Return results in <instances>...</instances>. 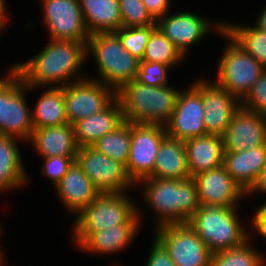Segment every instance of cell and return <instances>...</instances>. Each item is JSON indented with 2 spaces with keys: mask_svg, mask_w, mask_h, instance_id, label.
Instances as JSON below:
<instances>
[{
  "mask_svg": "<svg viewBox=\"0 0 266 266\" xmlns=\"http://www.w3.org/2000/svg\"><path fill=\"white\" fill-rule=\"evenodd\" d=\"M139 213L125 193H102L75 220L74 237L80 246L93 232L123 224H140Z\"/></svg>",
  "mask_w": 266,
  "mask_h": 266,
  "instance_id": "277c9868",
  "label": "cell"
},
{
  "mask_svg": "<svg viewBox=\"0 0 266 266\" xmlns=\"http://www.w3.org/2000/svg\"><path fill=\"white\" fill-rule=\"evenodd\" d=\"M155 233L175 266H210L212 253L189 224L159 226Z\"/></svg>",
  "mask_w": 266,
  "mask_h": 266,
  "instance_id": "30bf717a",
  "label": "cell"
},
{
  "mask_svg": "<svg viewBox=\"0 0 266 266\" xmlns=\"http://www.w3.org/2000/svg\"><path fill=\"white\" fill-rule=\"evenodd\" d=\"M224 31L266 69V32L230 23L224 24Z\"/></svg>",
  "mask_w": 266,
  "mask_h": 266,
  "instance_id": "f1b7e54d",
  "label": "cell"
},
{
  "mask_svg": "<svg viewBox=\"0 0 266 266\" xmlns=\"http://www.w3.org/2000/svg\"><path fill=\"white\" fill-rule=\"evenodd\" d=\"M166 136L163 125L131 123V146L125 168L133 183L153 175L157 152Z\"/></svg>",
  "mask_w": 266,
  "mask_h": 266,
  "instance_id": "7c38bea8",
  "label": "cell"
},
{
  "mask_svg": "<svg viewBox=\"0 0 266 266\" xmlns=\"http://www.w3.org/2000/svg\"><path fill=\"white\" fill-rule=\"evenodd\" d=\"M264 168H266V155H265V160H264Z\"/></svg>",
  "mask_w": 266,
  "mask_h": 266,
  "instance_id": "f6af8a7d",
  "label": "cell"
},
{
  "mask_svg": "<svg viewBox=\"0 0 266 266\" xmlns=\"http://www.w3.org/2000/svg\"><path fill=\"white\" fill-rule=\"evenodd\" d=\"M15 139L0 135V191L19 188L28 179Z\"/></svg>",
  "mask_w": 266,
  "mask_h": 266,
  "instance_id": "484cf974",
  "label": "cell"
},
{
  "mask_svg": "<svg viewBox=\"0 0 266 266\" xmlns=\"http://www.w3.org/2000/svg\"><path fill=\"white\" fill-rule=\"evenodd\" d=\"M192 86L202 96L206 133L223 137L241 102L216 82L200 80Z\"/></svg>",
  "mask_w": 266,
  "mask_h": 266,
  "instance_id": "5bb4252c",
  "label": "cell"
},
{
  "mask_svg": "<svg viewBox=\"0 0 266 266\" xmlns=\"http://www.w3.org/2000/svg\"><path fill=\"white\" fill-rule=\"evenodd\" d=\"M180 92L168 85L153 87L133 80L116 92V98L125 121L165 126L172 117Z\"/></svg>",
  "mask_w": 266,
  "mask_h": 266,
  "instance_id": "3957f363",
  "label": "cell"
},
{
  "mask_svg": "<svg viewBox=\"0 0 266 266\" xmlns=\"http://www.w3.org/2000/svg\"><path fill=\"white\" fill-rule=\"evenodd\" d=\"M31 112L34 128L68 124L63 87L54 85L47 89Z\"/></svg>",
  "mask_w": 266,
  "mask_h": 266,
  "instance_id": "4316f807",
  "label": "cell"
},
{
  "mask_svg": "<svg viewBox=\"0 0 266 266\" xmlns=\"http://www.w3.org/2000/svg\"><path fill=\"white\" fill-rule=\"evenodd\" d=\"M30 89L13 68L8 77L0 78V135L13 136L29 142L34 130L24 92Z\"/></svg>",
  "mask_w": 266,
  "mask_h": 266,
  "instance_id": "ba28073f",
  "label": "cell"
},
{
  "mask_svg": "<svg viewBox=\"0 0 266 266\" xmlns=\"http://www.w3.org/2000/svg\"><path fill=\"white\" fill-rule=\"evenodd\" d=\"M102 193H124L134 183L123 164L97 151L92 146L80 147L75 160Z\"/></svg>",
  "mask_w": 266,
  "mask_h": 266,
  "instance_id": "8fae6325",
  "label": "cell"
},
{
  "mask_svg": "<svg viewBox=\"0 0 266 266\" xmlns=\"http://www.w3.org/2000/svg\"><path fill=\"white\" fill-rule=\"evenodd\" d=\"M31 143L43 158L54 156H76L78 145L75 139L74 126L64 124L46 128H34L30 137Z\"/></svg>",
  "mask_w": 266,
  "mask_h": 266,
  "instance_id": "603a6c76",
  "label": "cell"
},
{
  "mask_svg": "<svg viewBox=\"0 0 266 266\" xmlns=\"http://www.w3.org/2000/svg\"><path fill=\"white\" fill-rule=\"evenodd\" d=\"M215 25L230 41L219 61L216 83L241 102L265 68L224 31V23Z\"/></svg>",
  "mask_w": 266,
  "mask_h": 266,
  "instance_id": "52a82bcc",
  "label": "cell"
},
{
  "mask_svg": "<svg viewBox=\"0 0 266 266\" xmlns=\"http://www.w3.org/2000/svg\"><path fill=\"white\" fill-rule=\"evenodd\" d=\"M266 144V116L240 105L223 136L224 151H244Z\"/></svg>",
  "mask_w": 266,
  "mask_h": 266,
  "instance_id": "2e32d148",
  "label": "cell"
},
{
  "mask_svg": "<svg viewBox=\"0 0 266 266\" xmlns=\"http://www.w3.org/2000/svg\"><path fill=\"white\" fill-rule=\"evenodd\" d=\"M138 182L144 183L145 199L157 211V227L188 224L200 207L197 184L193 177L186 180L147 177Z\"/></svg>",
  "mask_w": 266,
  "mask_h": 266,
  "instance_id": "7a4b0ae2",
  "label": "cell"
},
{
  "mask_svg": "<svg viewBox=\"0 0 266 266\" xmlns=\"http://www.w3.org/2000/svg\"><path fill=\"white\" fill-rule=\"evenodd\" d=\"M154 238L146 266H175L167 249L156 237Z\"/></svg>",
  "mask_w": 266,
  "mask_h": 266,
  "instance_id": "74e56055",
  "label": "cell"
},
{
  "mask_svg": "<svg viewBox=\"0 0 266 266\" xmlns=\"http://www.w3.org/2000/svg\"><path fill=\"white\" fill-rule=\"evenodd\" d=\"M86 51L87 54L92 52L98 64L100 77L96 81L117 92L126 83L135 80L140 60L123 47L115 32L90 35Z\"/></svg>",
  "mask_w": 266,
  "mask_h": 266,
  "instance_id": "8992f818",
  "label": "cell"
},
{
  "mask_svg": "<svg viewBox=\"0 0 266 266\" xmlns=\"http://www.w3.org/2000/svg\"><path fill=\"white\" fill-rule=\"evenodd\" d=\"M125 122L121 104L116 98L99 113L79 119L73 124L78 147L92 146L98 139Z\"/></svg>",
  "mask_w": 266,
  "mask_h": 266,
  "instance_id": "d6986e66",
  "label": "cell"
},
{
  "mask_svg": "<svg viewBox=\"0 0 266 266\" xmlns=\"http://www.w3.org/2000/svg\"><path fill=\"white\" fill-rule=\"evenodd\" d=\"M131 146V123L125 121L113 132L98 139L92 147L113 160L123 164L128 163Z\"/></svg>",
  "mask_w": 266,
  "mask_h": 266,
  "instance_id": "f546056e",
  "label": "cell"
},
{
  "mask_svg": "<svg viewBox=\"0 0 266 266\" xmlns=\"http://www.w3.org/2000/svg\"><path fill=\"white\" fill-rule=\"evenodd\" d=\"M183 57L175 45L156 27L151 32L140 61L157 62L173 67Z\"/></svg>",
  "mask_w": 266,
  "mask_h": 266,
  "instance_id": "4dcf8cb0",
  "label": "cell"
},
{
  "mask_svg": "<svg viewBox=\"0 0 266 266\" xmlns=\"http://www.w3.org/2000/svg\"><path fill=\"white\" fill-rule=\"evenodd\" d=\"M193 178L197 184L200 205L234 207L246 195L223 165Z\"/></svg>",
  "mask_w": 266,
  "mask_h": 266,
  "instance_id": "e0dca14e",
  "label": "cell"
},
{
  "mask_svg": "<svg viewBox=\"0 0 266 266\" xmlns=\"http://www.w3.org/2000/svg\"><path fill=\"white\" fill-rule=\"evenodd\" d=\"M204 106L201 94L191 85L186 92H180L171 119L165 125L167 136L186 141L206 135Z\"/></svg>",
  "mask_w": 266,
  "mask_h": 266,
  "instance_id": "9a60e30c",
  "label": "cell"
},
{
  "mask_svg": "<svg viewBox=\"0 0 266 266\" xmlns=\"http://www.w3.org/2000/svg\"><path fill=\"white\" fill-rule=\"evenodd\" d=\"M139 227V224H123L105 228L103 231L93 232L79 247L88 252H118L136 237Z\"/></svg>",
  "mask_w": 266,
  "mask_h": 266,
  "instance_id": "83f0119b",
  "label": "cell"
},
{
  "mask_svg": "<svg viewBox=\"0 0 266 266\" xmlns=\"http://www.w3.org/2000/svg\"><path fill=\"white\" fill-rule=\"evenodd\" d=\"M72 81L63 87L69 124L101 112L116 99L114 89L93 78L80 76Z\"/></svg>",
  "mask_w": 266,
  "mask_h": 266,
  "instance_id": "9c48e42d",
  "label": "cell"
},
{
  "mask_svg": "<svg viewBox=\"0 0 266 266\" xmlns=\"http://www.w3.org/2000/svg\"><path fill=\"white\" fill-rule=\"evenodd\" d=\"M50 40H73L87 45L90 34L79 0H42Z\"/></svg>",
  "mask_w": 266,
  "mask_h": 266,
  "instance_id": "4fadbf2b",
  "label": "cell"
},
{
  "mask_svg": "<svg viewBox=\"0 0 266 266\" xmlns=\"http://www.w3.org/2000/svg\"><path fill=\"white\" fill-rule=\"evenodd\" d=\"M151 178L174 180L191 178L184 141L168 136L162 140Z\"/></svg>",
  "mask_w": 266,
  "mask_h": 266,
  "instance_id": "cb8c5ba5",
  "label": "cell"
},
{
  "mask_svg": "<svg viewBox=\"0 0 266 266\" xmlns=\"http://www.w3.org/2000/svg\"><path fill=\"white\" fill-rule=\"evenodd\" d=\"M156 27L157 25L130 28L121 27L115 33L121 40L123 47L133 56L141 60L151 32Z\"/></svg>",
  "mask_w": 266,
  "mask_h": 266,
  "instance_id": "d6a6232c",
  "label": "cell"
},
{
  "mask_svg": "<svg viewBox=\"0 0 266 266\" xmlns=\"http://www.w3.org/2000/svg\"><path fill=\"white\" fill-rule=\"evenodd\" d=\"M191 177L223 165V137L206 134L184 141Z\"/></svg>",
  "mask_w": 266,
  "mask_h": 266,
  "instance_id": "7402d4cb",
  "label": "cell"
},
{
  "mask_svg": "<svg viewBox=\"0 0 266 266\" xmlns=\"http://www.w3.org/2000/svg\"><path fill=\"white\" fill-rule=\"evenodd\" d=\"M121 13V27H145L156 25L147 12L142 0H118Z\"/></svg>",
  "mask_w": 266,
  "mask_h": 266,
  "instance_id": "836d02e7",
  "label": "cell"
},
{
  "mask_svg": "<svg viewBox=\"0 0 266 266\" xmlns=\"http://www.w3.org/2000/svg\"><path fill=\"white\" fill-rule=\"evenodd\" d=\"M264 192L266 193V168L263 169L261 172L259 178L257 179V182L254 184V186L251 188V190L247 193L252 194L253 192Z\"/></svg>",
  "mask_w": 266,
  "mask_h": 266,
  "instance_id": "60d3db41",
  "label": "cell"
},
{
  "mask_svg": "<svg viewBox=\"0 0 266 266\" xmlns=\"http://www.w3.org/2000/svg\"><path fill=\"white\" fill-rule=\"evenodd\" d=\"M55 188L64 206L77 215L100 194L76 161Z\"/></svg>",
  "mask_w": 266,
  "mask_h": 266,
  "instance_id": "44dd1931",
  "label": "cell"
},
{
  "mask_svg": "<svg viewBox=\"0 0 266 266\" xmlns=\"http://www.w3.org/2000/svg\"><path fill=\"white\" fill-rule=\"evenodd\" d=\"M85 56L87 51L84 42L51 40L33 59L12 67L29 88L54 83H58V87H64L79 72Z\"/></svg>",
  "mask_w": 266,
  "mask_h": 266,
  "instance_id": "6da1fadb",
  "label": "cell"
},
{
  "mask_svg": "<svg viewBox=\"0 0 266 266\" xmlns=\"http://www.w3.org/2000/svg\"><path fill=\"white\" fill-rule=\"evenodd\" d=\"M76 160V156H54L45 158L41 173L50 178L54 187L60 182L63 176Z\"/></svg>",
  "mask_w": 266,
  "mask_h": 266,
  "instance_id": "8d00e7d4",
  "label": "cell"
},
{
  "mask_svg": "<svg viewBox=\"0 0 266 266\" xmlns=\"http://www.w3.org/2000/svg\"><path fill=\"white\" fill-rule=\"evenodd\" d=\"M207 21L190 12H178L159 18L156 25L184 56L188 46L200 41L210 31Z\"/></svg>",
  "mask_w": 266,
  "mask_h": 266,
  "instance_id": "ac0fdd59",
  "label": "cell"
},
{
  "mask_svg": "<svg viewBox=\"0 0 266 266\" xmlns=\"http://www.w3.org/2000/svg\"><path fill=\"white\" fill-rule=\"evenodd\" d=\"M6 5H5V0H0V26L4 28V25L6 24L5 21L7 20L6 17Z\"/></svg>",
  "mask_w": 266,
  "mask_h": 266,
  "instance_id": "7bdbcfd3",
  "label": "cell"
},
{
  "mask_svg": "<svg viewBox=\"0 0 266 266\" xmlns=\"http://www.w3.org/2000/svg\"><path fill=\"white\" fill-rule=\"evenodd\" d=\"M235 207L237 206L200 205L189 219V226L211 253L239 247L249 240L247 232L237 218Z\"/></svg>",
  "mask_w": 266,
  "mask_h": 266,
  "instance_id": "5b68a950",
  "label": "cell"
},
{
  "mask_svg": "<svg viewBox=\"0 0 266 266\" xmlns=\"http://www.w3.org/2000/svg\"><path fill=\"white\" fill-rule=\"evenodd\" d=\"M259 18L258 21H256L257 23H255L256 27L261 30L266 32V8L264 10H262V13L259 14Z\"/></svg>",
  "mask_w": 266,
  "mask_h": 266,
  "instance_id": "b9f144b4",
  "label": "cell"
},
{
  "mask_svg": "<svg viewBox=\"0 0 266 266\" xmlns=\"http://www.w3.org/2000/svg\"><path fill=\"white\" fill-rule=\"evenodd\" d=\"M79 2L90 35L116 32L121 28L118 0H79Z\"/></svg>",
  "mask_w": 266,
  "mask_h": 266,
  "instance_id": "d4e9b609",
  "label": "cell"
},
{
  "mask_svg": "<svg viewBox=\"0 0 266 266\" xmlns=\"http://www.w3.org/2000/svg\"><path fill=\"white\" fill-rule=\"evenodd\" d=\"M147 12L157 21L159 18L167 15L170 8V0H142Z\"/></svg>",
  "mask_w": 266,
  "mask_h": 266,
  "instance_id": "f35d334b",
  "label": "cell"
},
{
  "mask_svg": "<svg viewBox=\"0 0 266 266\" xmlns=\"http://www.w3.org/2000/svg\"><path fill=\"white\" fill-rule=\"evenodd\" d=\"M169 68L170 66L157 62L140 61L135 81L153 87L168 85Z\"/></svg>",
  "mask_w": 266,
  "mask_h": 266,
  "instance_id": "e575fe53",
  "label": "cell"
},
{
  "mask_svg": "<svg viewBox=\"0 0 266 266\" xmlns=\"http://www.w3.org/2000/svg\"><path fill=\"white\" fill-rule=\"evenodd\" d=\"M3 256V254H2V250L0 249V266H2V262H3V258L4 257H2Z\"/></svg>",
  "mask_w": 266,
  "mask_h": 266,
  "instance_id": "ee69618b",
  "label": "cell"
},
{
  "mask_svg": "<svg viewBox=\"0 0 266 266\" xmlns=\"http://www.w3.org/2000/svg\"><path fill=\"white\" fill-rule=\"evenodd\" d=\"M266 144L248 150L224 151L223 166L232 179L247 194L264 169Z\"/></svg>",
  "mask_w": 266,
  "mask_h": 266,
  "instance_id": "ffe728a7",
  "label": "cell"
},
{
  "mask_svg": "<svg viewBox=\"0 0 266 266\" xmlns=\"http://www.w3.org/2000/svg\"><path fill=\"white\" fill-rule=\"evenodd\" d=\"M251 221L252 227L266 239V202L255 212Z\"/></svg>",
  "mask_w": 266,
  "mask_h": 266,
  "instance_id": "ab89813d",
  "label": "cell"
},
{
  "mask_svg": "<svg viewBox=\"0 0 266 266\" xmlns=\"http://www.w3.org/2000/svg\"><path fill=\"white\" fill-rule=\"evenodd\" d=\"M241 106L266 116V69L241 101Z\"/></svg>",
  "mask_w": 266,
  "mask_h": 266,
  "instance_id": "d590c367",
  "label": "cell"
},
{
  "mask_svg": "<svg viewBox=\"0 0 266 266\" xmlns=\"http://www.w3.org/2000/svg\"><path fill=\"white\" fill-rule=\"evenodd\" d=\"M264 263L261 253L246 241L239 247L212 253L210 266H264Z\"/></svg>",
  "mask_w": 266,
  "mask_h": 266,
  "instance_id": "1f68e13d",
  "label": "cell"
}]
</instances>
